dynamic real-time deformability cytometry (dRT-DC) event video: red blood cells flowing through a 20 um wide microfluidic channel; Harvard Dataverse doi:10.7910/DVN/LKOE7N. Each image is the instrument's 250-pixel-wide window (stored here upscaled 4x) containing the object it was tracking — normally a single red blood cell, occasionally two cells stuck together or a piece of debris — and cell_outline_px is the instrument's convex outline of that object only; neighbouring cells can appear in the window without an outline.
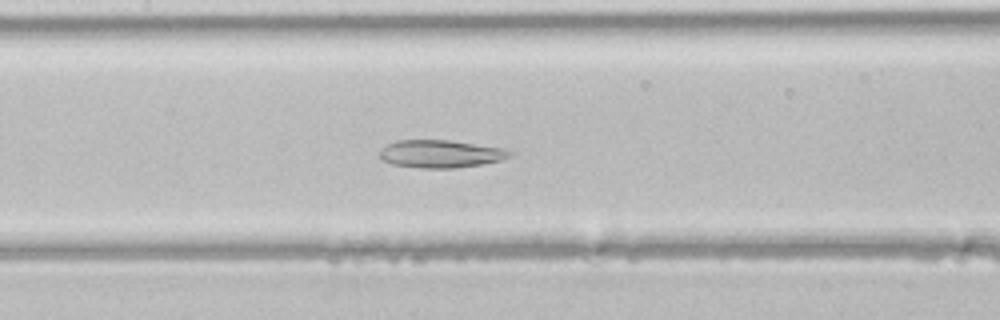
{"species": "common noctule bat (a hibernating species)", "species_latin": "Nyctalus noctula", "temperature_condition": "room temperature", "stored_images_in_passage": 46, "camera_frame_rate_fps": 3000, "um_per_image_px": 0.085, "animal": {"sex": "male", "body_mass_g": 21.5, "forearm_length_mm": 52.0}, "frame": {"image": 1, "passage_image": 22, "time_ms": 7.0, "image_size_px": [1000, 320], "cell_outline_px": [[512, 156], [504, 160], [456, 168], [420, 168], [392, 164], [380, 160], [380, 148], [396, 140], [448, 140], [504, 148], [512, 152]], "centroid_in_image_um": [37.44, 13.08], "position_along_channel_um": 170.0, "area_um2": 21.15}}
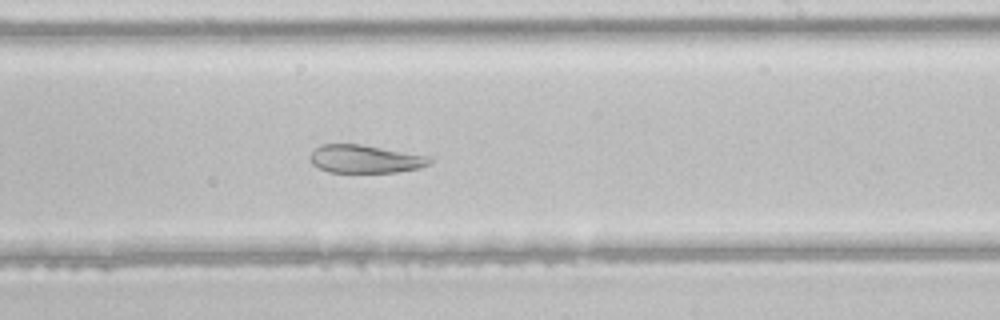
{"frame": {"image": 2, "passage_image": 28, "time_ms": 9.0, "image_size_px": [1000, 320], "cell_outline_px": [[432, 164], [420, 168], [396, 172], [328, 172], [312, 164], [308, 156], [320, 144], [360, 144], [432, 156]], "centroid_in_image_um": [31.07, 13.51], "position_along_channel_um": 257.9, "area_um2": 19.77}}
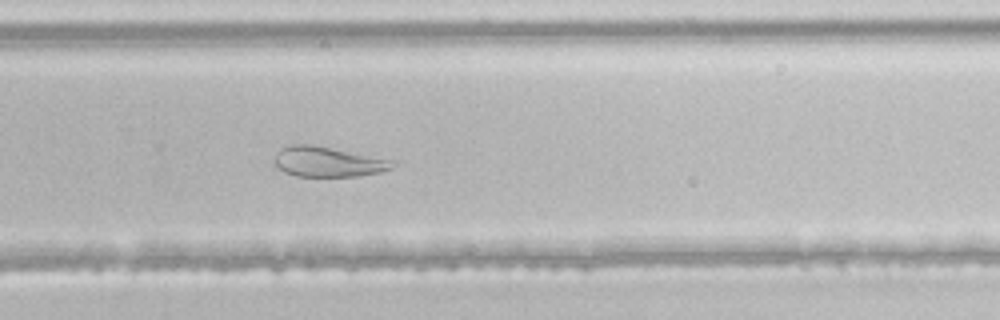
{"frame": {"image": 3, "passage_image": 31, "time_ms": 10.0, "image_size_px": [1000, 320], "cell_outline_px": [[400, 160], [392, 168], [380, 172], [360, 176], [296, 176], [284, 172], [276, 168], [272, 160], [276, 152], [280, 148], [288, 144], [312, 144]], "centroid_in_image_um": [27.9, 13.73], "position_along_channel_um": 301.9, "area_um2": 21.5}}